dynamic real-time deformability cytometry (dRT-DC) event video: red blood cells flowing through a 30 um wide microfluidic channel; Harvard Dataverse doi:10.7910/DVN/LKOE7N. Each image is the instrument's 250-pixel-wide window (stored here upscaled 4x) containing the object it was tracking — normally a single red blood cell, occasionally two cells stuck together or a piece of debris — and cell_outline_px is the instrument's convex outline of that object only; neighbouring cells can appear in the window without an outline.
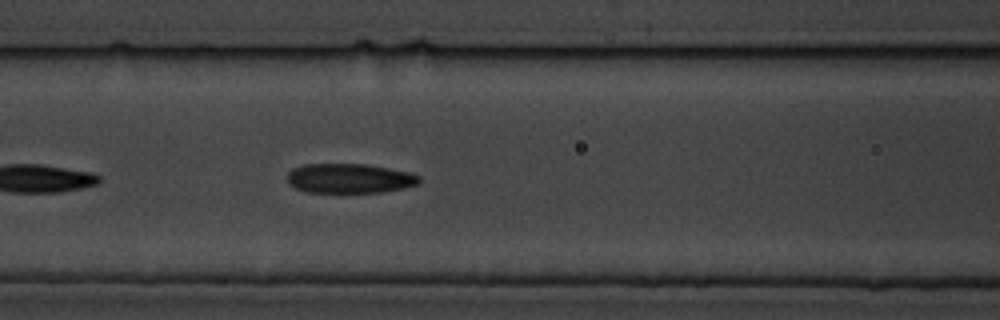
{"species": "common noctule bat (a hibernating species)", "species_latin": "Nyctalus noctula", "temperature_condition": "cold", "stored_images_in_passage": 5, "camera_frame_rate_fps": 3000, "um_per_image_px": 0.085, "animal": {"sex": "male", "body_mass_g": 19.5, "forearm_length_mm": 54.6}, "frame": {"image": 1, "passage_image": 5, "time_ms": 5.667, "image_size_px": [1000, 320], "cell_outline_px": [[420, 180], [416, 184], [404, 188], [384, 192], [308, 192], [296, 188], [288, 184], [288, 172], [292, 168], [304, 164], [364, 164], [388, 168], [408, 172], [420, 176]], "centroid_in_image_um": [29.68, 15.16], "position_along_channel_um": 136.9, "area_um2": 22.66}}